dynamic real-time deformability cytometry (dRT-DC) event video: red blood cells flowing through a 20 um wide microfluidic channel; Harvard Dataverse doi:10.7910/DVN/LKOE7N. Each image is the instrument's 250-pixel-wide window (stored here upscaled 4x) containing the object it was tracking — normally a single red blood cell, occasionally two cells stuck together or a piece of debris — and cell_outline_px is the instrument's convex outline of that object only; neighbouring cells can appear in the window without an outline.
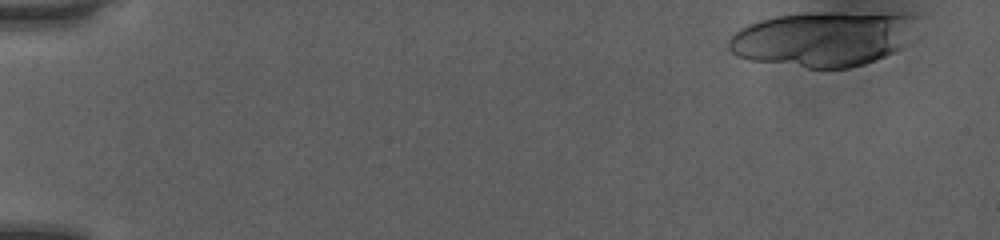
{"species": "human", "species_latin": "Homo sapiens", "temperature_condition": "room temperature", "stored_images_in_passage": 18, "camera_frame_rate_fps": 3000, "um_per_image_px": 0.085, "donor": {"sex": "female"}, "frame": {"image": 1, "passage_image": 1, "time_ms": 0.0, "image_size_px": [1000, 240], "cell_outline_px": [[924, 16], [916, 40], [912, 44], [896, 52], [876, 60], [864, 64], [848, 68], [808, 68], [752, 60], [736, 56], [728, 48], [728, 40], [740, 28], [748, 24], [760, 20], [776, 16], [804, 12], [916, 12]], "centroid_in_image_um": [70.24, 3.25], "position_along_channel_um": 14.8, "area_um2": 62.94}}